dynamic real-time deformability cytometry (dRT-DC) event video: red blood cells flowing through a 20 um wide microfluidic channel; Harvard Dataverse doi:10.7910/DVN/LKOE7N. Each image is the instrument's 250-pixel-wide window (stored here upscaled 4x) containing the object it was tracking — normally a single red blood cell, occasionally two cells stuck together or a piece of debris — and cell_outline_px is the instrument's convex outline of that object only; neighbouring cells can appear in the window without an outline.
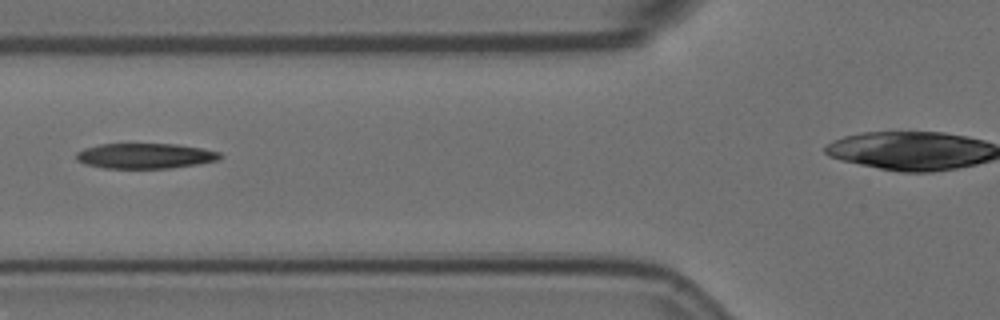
{"species": "Egyptian fruit bat (a non-hibernating species)", "species_latin": "Rousettus aegyptiacus", "temperature_condition": "room temperature", "stored_images_in_passage": 3, "camera_frame_rate_fps": 3000, "um_per_image_px": 0.085, "animal": {"sex": "female"}, "frame": {"image": 1, "passage_image": 3, "time_ms": 0.667, "image_size_px": [1000, 320], "cell_outline_px": [[224, 156], [220, 160], [172, 168], [104, 168], [84, 164], [76, 160], [76, 152], [84, 148], [100, 144], [176, 144], [200, 148], [220, 152]], "centroid_in_image_um": [12.33, 13.25], "position_along_channel_um": 113.5, "area_um2": 21.27}}